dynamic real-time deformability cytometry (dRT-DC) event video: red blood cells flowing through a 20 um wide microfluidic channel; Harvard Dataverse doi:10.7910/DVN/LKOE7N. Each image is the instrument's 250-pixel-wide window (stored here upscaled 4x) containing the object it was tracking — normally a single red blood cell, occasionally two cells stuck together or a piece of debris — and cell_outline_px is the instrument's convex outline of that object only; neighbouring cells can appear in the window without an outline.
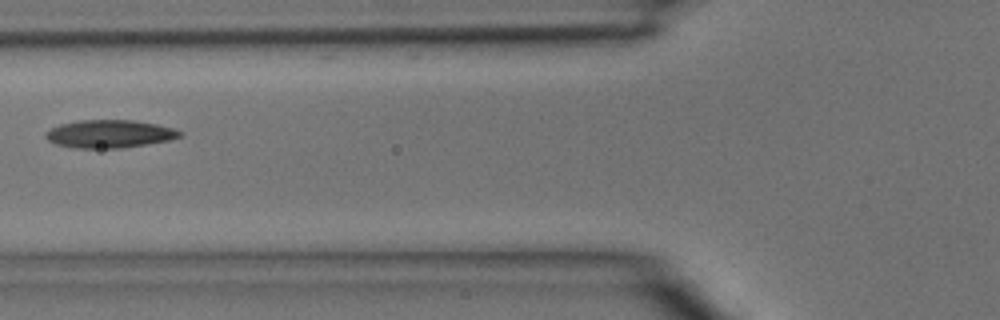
{"species": "common noctule bat (a hibernating species)", "species_latin": "Nyctalus noctula", "temperature_condition": "room temperature", "stored_images_in_passage": 5, "camera_frame_rate_fps": 3000, "um_per_image_px": 0.085, "animal": {"sex": "male", "body_mass_g": 15.6}, "frame": {"image": 1, "passage_image": 5, "time_ms": 1.333, "image_size_px": [1000, 320], "cell_outline_px": [[184, 136], [168, 140], [120, 148], [76, 148], [56, 144], [48, 140], [44, 136], [44, 132], [60, 124], [80, 120], [132, 120], [156, 124], [176, 128], [184, 132]], "centroid_in_image_um": [9.33, 11.37], "position_along_channel_um": 116.5, "area_um2": 21.85}}